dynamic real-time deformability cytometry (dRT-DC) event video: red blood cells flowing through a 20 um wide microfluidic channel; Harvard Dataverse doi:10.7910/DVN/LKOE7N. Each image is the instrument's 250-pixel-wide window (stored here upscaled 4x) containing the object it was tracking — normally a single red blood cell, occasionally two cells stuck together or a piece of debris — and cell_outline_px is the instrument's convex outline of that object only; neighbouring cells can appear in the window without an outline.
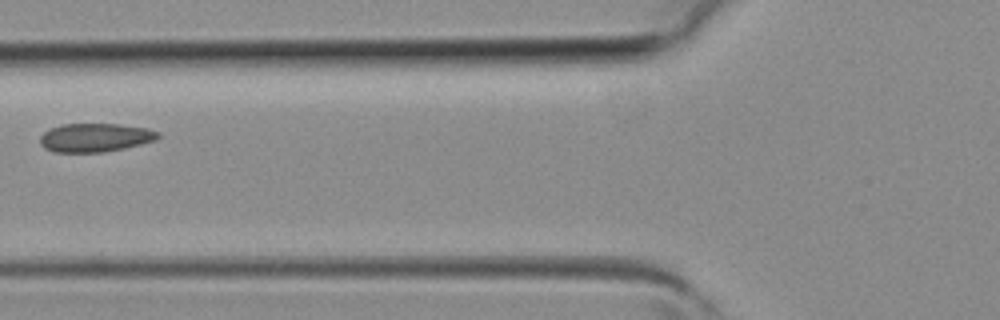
{"species": "common noctule bat (a hibernating species)", "species_latin": "Nyctalus noctula", "temperature_condition": "room temperature", "stored_images_in_passage": 2, "camera_frame_rate_fps": 3000, "um_per_image_px": 0.085, "animal": {"sex": "female", "body_mass_g": 19.3, "forearm_length_mm": 54.1}, "frame": {"image": 1, "passage_image": 2, "time_ms": 0.333, "image_size_px": [1000, 320], "cell_outline_px": [[160, 136], [156, 140], [124, 148], [104, 152], [56, 152], [44, 148], [40, 144], [40, 136], [48, 128], [60, 124], [116, 124], [148, 128], [160, 132]], "centroid_in_image_um": [8.07, 11.69], "position_along_channel_um": 117.7, "area_um2": 19.77}}